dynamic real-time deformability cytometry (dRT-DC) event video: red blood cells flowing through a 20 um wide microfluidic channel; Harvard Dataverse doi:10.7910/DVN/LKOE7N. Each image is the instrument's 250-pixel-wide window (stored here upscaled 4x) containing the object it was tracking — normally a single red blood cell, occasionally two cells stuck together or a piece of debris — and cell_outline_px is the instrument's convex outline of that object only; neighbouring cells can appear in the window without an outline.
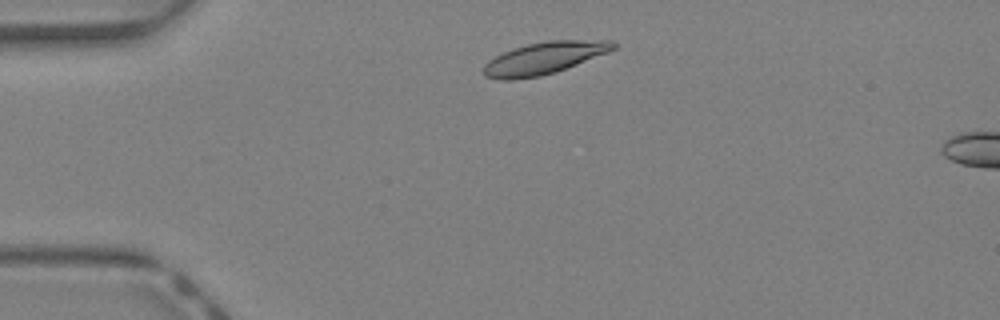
{"species": "Egyptian fruit bat (a non-hibernating species)", "species_latin": "Rousettus aegyptiacus", "temperature_condition": "warm", "stored_images_in_passage": 6, "camera_frame_rate_fps": 3000, "um_per_image_px": 0.085, "animal": {"sex": "female"}, "frame": {"image": 1, "passage_image": 3, "time_ms": 0.667, "image_size_px": [1000, 320], "cell_outline_px": [[616, 48], [608, 52], [556, 72], [540, 76], [512, 80], [500, 80], [484, 76], [484, 64], [488, 60], [512, 48], [528, 44], [548, 40], [612, 40], [616, 44]], "centroid_in_image_um": [46.24, 4.94], "position_along_channel_um": 38.8, "area_um2": 24.22}}